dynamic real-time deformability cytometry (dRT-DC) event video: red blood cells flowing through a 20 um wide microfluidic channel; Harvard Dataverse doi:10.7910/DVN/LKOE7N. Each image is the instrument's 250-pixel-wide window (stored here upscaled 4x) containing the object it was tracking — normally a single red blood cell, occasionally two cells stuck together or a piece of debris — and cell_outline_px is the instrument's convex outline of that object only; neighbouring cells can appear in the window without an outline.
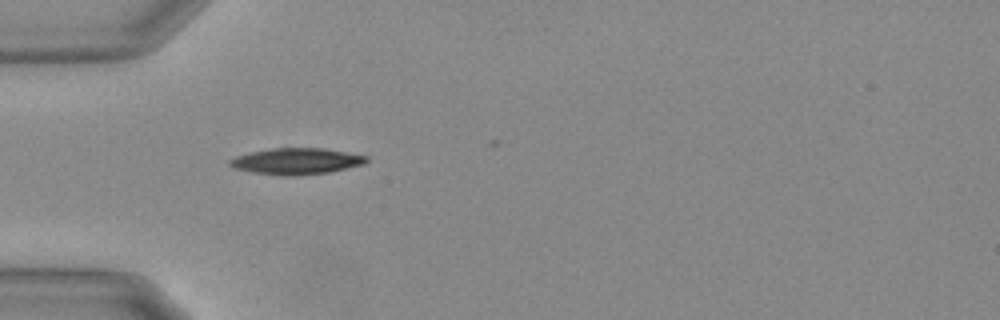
{"species": "Egyptian fruit bat (a non-hibernating species)", "species_latin": "Rousettus aegyptiacus", "temperature_condition": "warm", "stored_images_in_passage": 39, "camera_frame_rate_fps": 3000, "um_per_image_px": 0.085, "animal": {"sex": "female"}, "frame": {"image": 1, "passage_image": 1, "time_ms": 0.0, "image_size_px": [1000, 320], "cell_outline_px": [[368, 160], [364, 164], [328, 172], [296, 176], [284, 176], [252, 172], [232, 168], [228, 164], [228, 160], [236, 156], [252, 152], [272, 148], [324, 148], [368, 156]], "centroid_in_image_um": [25.17, 13.71], "position_along_channel_um": 59.8, "area_um2": 20.92}}
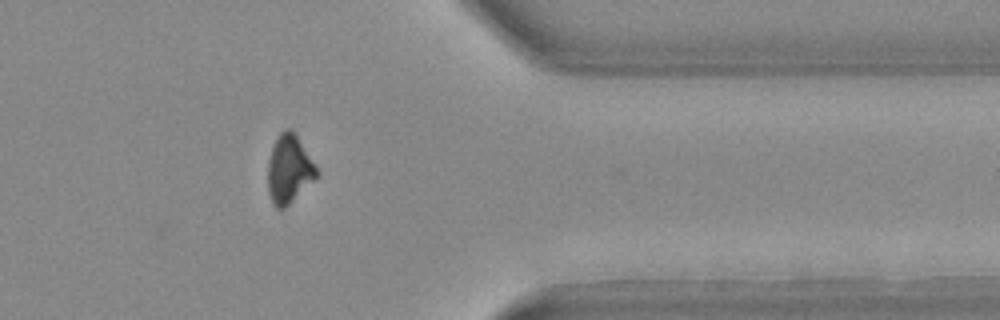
{"frame": {"image": 2, "passage_image": 29, "time_ms": 9.333, "image_size_px": [1000, 320], "cell_outline_px": [[320, 172], [284, 208], [276, 208], [272, 204], [268, 192], [268, 160], [276, 136], [284, 128], [292, 128], [296, 132]], "centroid_in_image_um": [24.55, 14.31], "position_along_channel_um": 386.8, "area_um2": 19.42}}
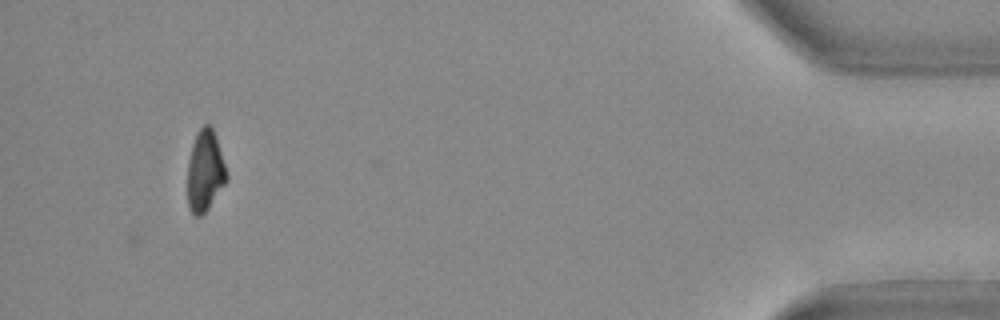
{"frame": {"image": 3, "passage_image": 36, "time_ms": 11.667, "image_size_px": [1000, 320], "cell_outline_px": [[228, 180], [208, 208], [200, 216], [196, 216], [188, 208], [188, 160], [192, 144], [196, 132], [204, 124], [208, 124], [212, 128], [216, 136], [228, 172]], "centroid_in_image_um": [17.44, 14.51], "position_along_channel_um": 417.8, "area_um2": 18.61}, "authors_computed_cell_mechanics": {"area_um2": 20.6346, "velocity_mm_per_s": 3.7044, "shape_relaxation_time_tau1_ms": 7.5948, "shape_relaxation_time_tau2_ms": null, "deformation_change_tau1": 0.2302, "deformation_change_tau2": null}}